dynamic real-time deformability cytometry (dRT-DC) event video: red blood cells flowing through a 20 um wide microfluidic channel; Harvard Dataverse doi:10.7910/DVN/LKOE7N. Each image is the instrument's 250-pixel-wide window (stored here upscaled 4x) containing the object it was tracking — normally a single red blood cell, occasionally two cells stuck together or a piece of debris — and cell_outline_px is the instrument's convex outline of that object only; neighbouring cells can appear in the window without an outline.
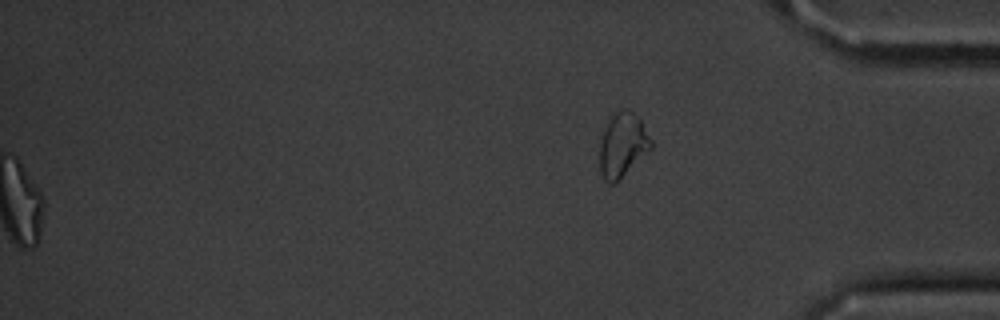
{"species": "common noctule bat (a hibernating species)", "species_latin": "Nyctalus noctula", "temperature_condition": "cold", "stored_images_in_passage": 56, "segment_of_instrument_passage": [2, 2], "camera_frame_rate_fps": 3000, "um_per_image_px": 0.085, "animal": {"sex": "male", "body_mass_g": 20.1, "forearm_length_mm": 53.5}, "frame": {"image": 1, "passage_image": 56, "time_ms": 18.333, "image_size_px": [1000, 320], "cell_outline_px": [[652, 148], [616, 184], [608, 184], [604, 180], [600, 172], [600, 144], [604, 128], [612, 112], [620, 108], [628, 108], [640, 116], [652, 140]], "centroid_in_image_um": [52.93, 12.29], "position_along_channel_um": 382.3, "area_um2": 19.88}}